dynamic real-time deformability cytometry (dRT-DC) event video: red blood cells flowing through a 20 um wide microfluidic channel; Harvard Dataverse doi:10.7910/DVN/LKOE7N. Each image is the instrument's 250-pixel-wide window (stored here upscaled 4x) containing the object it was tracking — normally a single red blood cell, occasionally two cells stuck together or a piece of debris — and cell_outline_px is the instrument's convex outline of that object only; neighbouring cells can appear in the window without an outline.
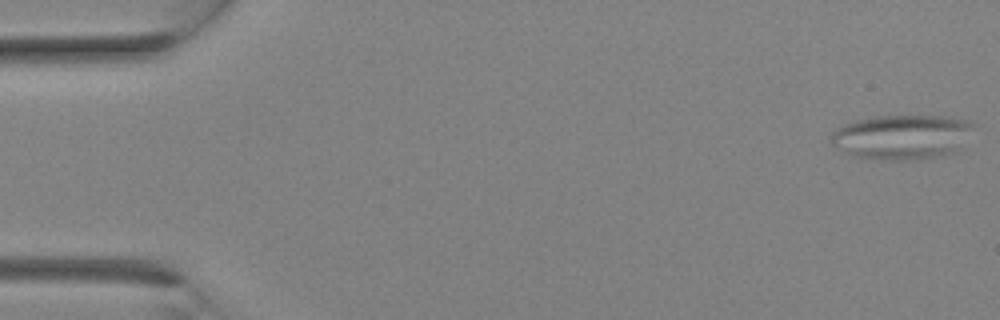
{"species": "Egyptian fruit bat (a non-hibernating species)", "species_latin": "Rousettus aegyptiacus", "temperature_condition": "room temperature", "stored_images_in_passage": 19, "camera_frame_rate_fps": 3000, "um_per_image_px": 0.085, "animal": {"sex": "female"}, "frame": {"image": 1, "passage_image": 1, "time_ms": 0.0, "image_size_px": [1000, 320], "cell_outline_px": [[972, 124], [952, 152], [944, 156], [904, 160], [880, 160], [852, 156], [836, 148], [832, 144], [832, 132], [836, 128], [844, 124], [856, 120], [876, 116], [944, 116], [972, 120]], "centroid_in_image_um": [76.55, 11.64], "position_along_channel_um": 8.5, "area_um2": 36.47}}
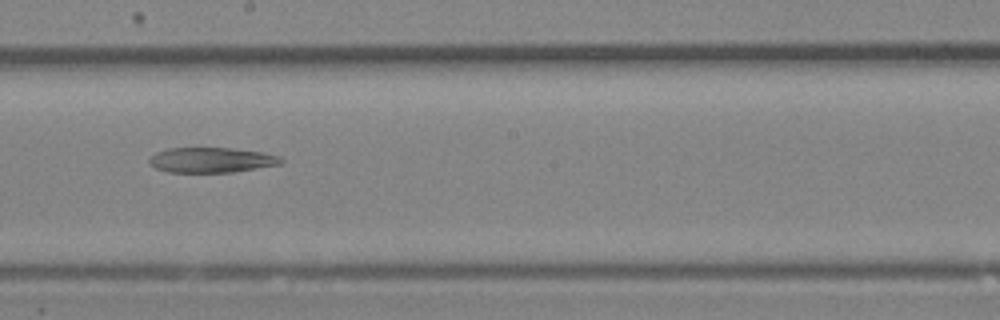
{"frame": {"image": 2, "passage_image": 16, "time_ms": 5.0, "image_size_px": [1000, 320], "cell_outline_px": [[284, 160], [280, 164], [232, 172], [168, 172], [156, 168], [148, 164], [148, 160], [156, 152], [168, 148], [232, 148], [264, 152], [280, 156]], "centroid_in_image_um": [17.96, 13.59], "position_along_channel_um": 230.2, "area_um2": 19.31}}
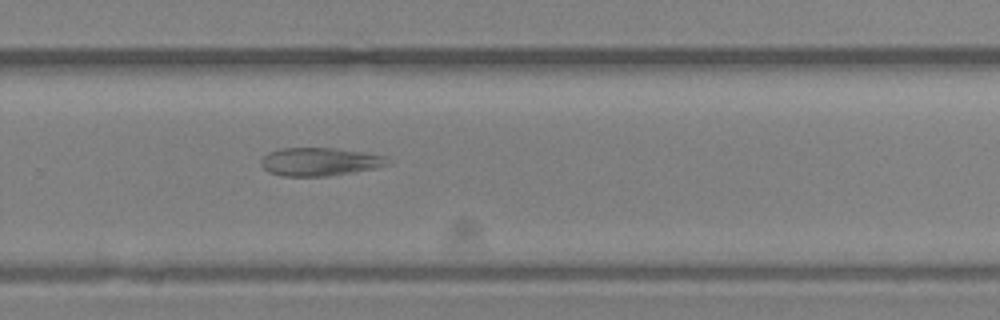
{"frame": {"image": 3, "passage_image": 19, "time_ms": 6.0, "image_size_px": [1000, 320], "cell_outline_px": [[392, 164], [376, 168], [352, 172], [324, 176], [284, 176], [268, 172], [260, 164], [260, 160], [268, 152], [280, 148], [332, 148], [360, 152], [384, 156]], "centroid_in_image_um": [27.14, 13.75], "position_along_channel_um": 302.7, "area_um2": 20.63}}